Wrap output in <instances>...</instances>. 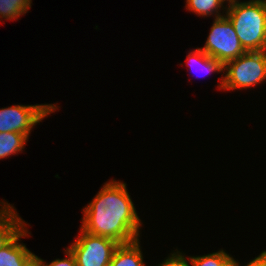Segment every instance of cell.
<instances>
[{
	"instance_id": "6da1fadb",
	"label": "cell",
	"mask_w": 266,
	"mask_h": 266,
	"mask_svg": "<svg viewBox=\"0 0 266 266\" xmlns=\"http://www.w3.org/2000/svg\"><path fill=\"white\" fill-rule=\"evenodd\" d=\"M81 229L89 234L112 239L119 244L140 237L141 220L127 191L126 183L112 179L83 209Z\"/></svg>"
},
{
	"instance_id": "7a4b0ae2",
	"label": "cell",
	"mask_w": 266,
	"mask_h": 266,
	"mask_svg": "<svg viewBox=\"0 0 266 266\" xmlns=\"http://www.w3.org/2000/svg\"><path fill=\"white\" fill-rule=\"evenodd\" d=\"M224 13L246 52L266 50V0L237 1Z\"/></svg>"
},
{
	"instance_id": "3957f363",
	"label": "cell",
	"mask_w": 266,
	"mask_h": 266,
	"mask_svg": "<svg viewBox=\"0 0 266 266\" xmlns=\"http://www.w3.org/2000/svg\"><path fill=\"white\" fill-rule=\"evenodd\" d=\"M219 89L242 90L266 80V50L245 52L224 65Z\"/></svg>"
},
{
	"instance_id": "277c9868",
	"label": "cell",
	"mask_w": 266,
	"mask_h": 266,
	"mask_svg": "<svg viewBox=\"0 0 266 266\" xmlns=\"http://www.w3.org/2000/svg\"><path fill=\"white\" fill-rule=\"evenodd\" d=\"M201 49L223 65L246 52L226 15L214 18L205 45Z\"/></svg>"
},
{
	"instance_id": "5b68a950",
	"label": "cell",
	"mask_w": 266,
	"mask_h": 266,
	"mask_svg": "<svg viewBox=\"0 0 266 266\" xmlns=\"http://www.w3.org/2000/svg\"><path fill=\"white\" fill-rule=\"evenodd\" d=\"M69 247L77 266H109L119 243L102 236L92 235L80 228V234Z\"/></svg>"
},
{
	"instance_id": "8992f818",
	"label": "cell",
	"mask_w": 266,
	"mask_h": 266,
	"mask_svg": "<svg viewBox=\"0 0 266 266\" xmlns=\"http://www.w3.org/2000/svg\"><path fill=\"white\" fill-rule=\"evenodd\" d=\"M58 109L54 104L14 105L0 109V133L15 132L29 138L31 130L50 113Z\"/></svg>"
},
{
	"instance_id": "52a82bcc",
	"label": "cell",
	"mask_w": 266,
	"mask_h": 266,
	"mask_svg": "<svg viewBox=\"0 0 266 266\" xmlns=\"http://www.w3.org/2000/svg\"><path fill=\"white\" fill-rule=\"evenodd\" d=\"M25 226L6 246L0 249V266H27L35 254L20 243L21 238L28 236Z\"/></svg>"
},
{
	"instance_id": "ba28073f",
	"label": "cell",
	"mask_w": 266,
	"mask_h": 266,
	"mask_svg": "<svg viewBox=\"0 0 266 266\" xmlns=\"http://www.w3.org/2000/svg\"><path fill=\"white\" fill-rule=\"evenodd\" d=\"M27 224L8 202H0V249L6 246Z\"/></svg>"
},
{
	"instance_id": "9c48e42d",
	"label": "cell",
	"mask_w": 266,
	"mask_h": 266,
	"mask_svg": "<svg viewBox=\"0 0 266 266\" xmlns=\"http://www.w3.org/2000/svg\"><path fill=\"white\" fill-rule=\"evenodd\" d=\"M109 266H145L140 240L126 244H119Z\"/></svg>"
},
{
	"instance_id": "30bf717a",
	"label": "cell",
	"mask_w": 266,
	"mask_h": 266,
	"mask_svg": "<svg viewBox=\"0 0 266 266\" xmlns=\"http://www.w3.org/2000/svg\"><path fill=\"white\" fill-rule=\"evenodd\" d=\"M186 62V66L189 68L198 67L199 69L200 67L201 69L199 70L204 71L206 74H210L212 72L224 73V65L217 59L209 56L201 48H196L195 50L190 51L187 55Z\"/></svg>"
},
{
	"instance_id": "8fae6325",
	"label": "cell",
	"mask_w": 266,
	"mask_h": 266,
	"mask_svg": "<svg viewBox=\"0 0 266 266\" xmlns=\"http://www.w3.org/2000/svg\"><path fill=\"white\" fill-rule=\"evenodd\" d=\"M27 141L28 137L22 133H0V159L22 152Z\"/></svg>"
},
{
	"instance_id": "7c38bea8",
	"label": "cell",
	"mask_w": 266,
	"mask_h": 266,
	"mask_svg": "<svg viewBox=\"0 0 266 266\" xmlns=\"http://www.w3.org/2000/svg\"><path fill=\"white\" fill-rule=\"evenodd\" d=\"M222 0H186V9L198 16H212L216 18L225 16L221 15L220 10L226 11L227 5L224 7Z\"/></svg>"
},
{
	"instance_id": "4fadbf2b",
	"label": "cell",
	"mask_w": 266,
	"mask_h": 266,
	"mask_svg": "<svg viewBox=\"0 0 266 266\" xmlns=\"http://www.w3.org/2000/svg\"><path fill=\"white\" fill-rule=\"evenodd\" d=\"M32 0H0V21L14 20L26 14L31 8Z\"/></svg>"
},
{
	"instance_id": "5bb4252c",
	"label": "cell",
	"mask_w": 266,
	"mask_h": 266,
	"mask_svg": "<svg viewBox=\"0 0 266 266\" xmlns=\"http://www.w3.org/2000/svg\"><path fill=\"white\" fill-rule=\"evenodd\" d=\"M232 259L223 249L202 256H190L191 266H225Z\"/></svg>"
},
{
	"instance_id": "9a60e30c",
	"label": "cell",
	"mask_w": 266,
	"mask_h": 266,
	"mask_svg": "<svg viewBox=\"0 0 266 266\" xmlns=\"http://www.w3.org/2000/svg\"><path fill=\"white\" fill-rule=\"evenodd\" d=\"M64 252L66 253V256H67L66 258L55 259L52 262H50L49 264L46 263L43 259H41L37 255H35V258L43 266H77L76 259H75L74 255L71 253V251L67 248L66 250H64Z\"/></svg>"
},
{
	"instance_id": "2e32d148",
	"label": "cell",
	"mask_w": 266,
	"mask_h": 266,
	"mask_svg": "<svg viewBox=\"0 0 266 266\" xmlns=\"http://www.w3.org/2000/svg\"><path fill=\"white\" fill-rule=\"evenodd\" d=\"M188 258L189 261L180 251L177 250L176 252L171 253L170 256L167 257L164 262L162 261V263L158 264V266H190V257Z\"/></svg>"
},
{
	"instance_id": "e0dca14e",
	"label": "cell",
	"mask_w": 266,
	"mask_h": 266,
	"mask_svg": "<svg viewBox=\"0 0 266 266\" xmlns=\"http://www.w3.org/2000/svg\"><path fill=\"white\" fill-rule=\"evenodd\" d=\"M234 266H240L238 260L234 259ZM245 266H266V250L262 251L260 255L252 259Z\"/></svg>"
},
{
	"instance_id": "ac0fdd59",
	"label": "cell",
	"mask_w": 266,
	"mask_h": 266,
	"mask_svg": "<svg viewBox=\"0 0 266 266\" xmlns=\"http://www.w3.org/2000/svg\"><path fill=\"white\" fill-rule=\"evenodd\" d=\"M27 266H43L35 257L29 262Z\"/></svg>"
},
{
	"instance_id": "d6986e66",
	"label": "cell",
	"mask_w": 266,
	"mask_h": 266,
	"mask_svg": "<svg viewBox=\"0 0 266 266\" xmlns=\"http://www.w3.org/2000/svg\"><path fill=\"white\" fill-rule=\"evenodd\" d=\"M223 1V3H228V6L229 5H231V4H234V3H236L238 0H222Z\"/></svg>"
},
{
	"instance_id": "ffe728a7",
	"label": "cell",
	"mask_w": 266,
	"mask_h": 266,
	"mask_svg": "<svg viewBox=\"0 0 266 266\" xmlns=\"http://www.w3.org/2000/svg\"><path fill=\"white\" fill-rule=\"evenodd\" d=\"M225 266H234V258L232 257V259Z\"/></svg>"
}]
</instances>
